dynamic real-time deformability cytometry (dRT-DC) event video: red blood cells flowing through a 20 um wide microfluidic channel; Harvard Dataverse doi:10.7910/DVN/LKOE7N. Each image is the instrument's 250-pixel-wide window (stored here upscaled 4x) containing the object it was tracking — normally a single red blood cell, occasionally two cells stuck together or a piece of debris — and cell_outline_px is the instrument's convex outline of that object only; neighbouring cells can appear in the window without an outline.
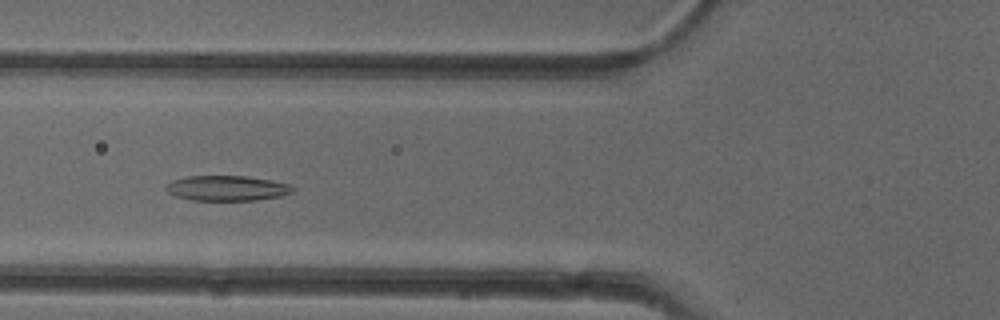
{"species": "common noctule bat (a hibernating species)", "species_latin": "Nyctalus noctula", "temperature_condition": "cold", "stored_images_in_passage": 43, "camera_frame_rate_fps": 3000, "um_per_image_px": 0.085, "animal": {"sex": "female"}, "frame": {"image": 1, "passage_image": 10, "time_ms": 3.0, "image_size_px": [1000, 320], "cell_outline_px": [[296, 188], [292, 192], [280, 196], [256, 200], [192, 200], [176, 196], [168, 192], [164, 188], [164, 184], [172, 180], [188, 176], [244, 176], [268, 180], [288, 184]], "centroid_in_image_um": [19.24, 15.99], "position_along_channel_um": 106.6, "area_um2": 18.5}}
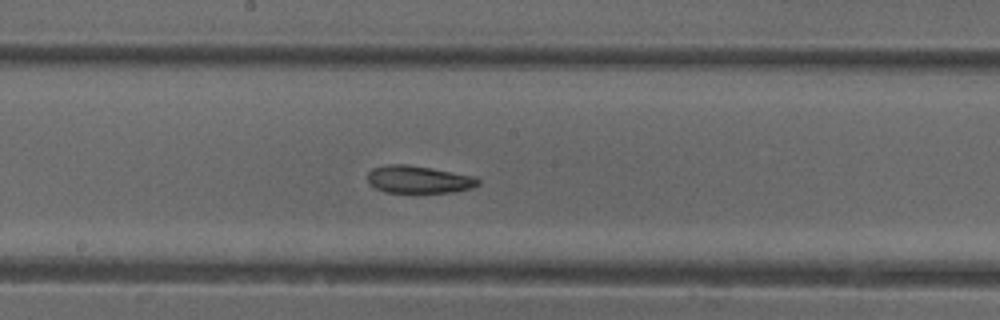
{"frame": {"image": 2, "passage_image": 18, "time_ms": 5.667, "image_size_px": [1000, 320], "cell_outline_px": [[480, 184], [472, 188], [452, 192], [416, 196], [384, 192], [368, 184], [368, 172], [372, 168], [388, 164], [408, 164], [432, 168], [476, 176], [480, 180]], "centroid_in_image_um": [35.59, 15.31], "position_along_channel_um": 212.6, "area_um2": 18.84}}
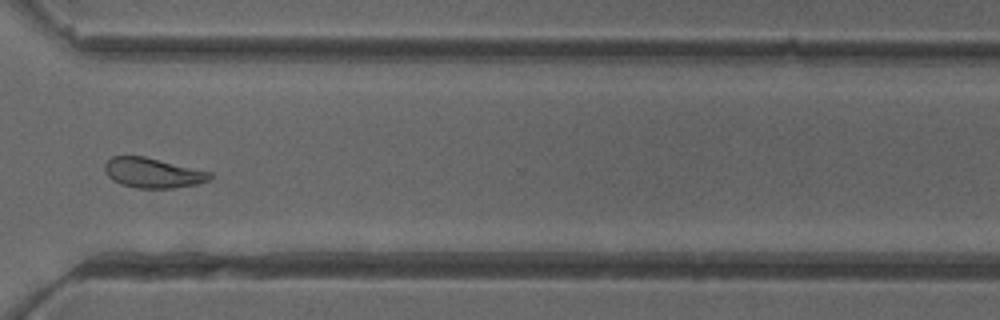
{"frame": {"image": 3, "passage_image": 29, "time_ms": 9.333, "image_size_px": [1000, 320], "cell_outline_px": [[212, 176], [208, 180], [196, 184], [172, 188], [136, 188], [120, 184], [112, 180], [108, 176], [104, 168], [104, 164], [112, 156], [144, 156], [212, 172]], "centroid_in_image_um": [12.97, 14.69], "position_along_channel_um": 357.6, "area_um2": 18.32}, "authors_computed_cell_mechanics": {"area_um2": 18.8428, "velocity_mm_per_s": 3.9596, "shape_relaxation_time_tau1_ms": 7.477, "shape_relaxation_time_tau2_ms": 4.2036, "deformation_change_tau1": 0.1653, "deformation_change_tau2": 0.1105}}